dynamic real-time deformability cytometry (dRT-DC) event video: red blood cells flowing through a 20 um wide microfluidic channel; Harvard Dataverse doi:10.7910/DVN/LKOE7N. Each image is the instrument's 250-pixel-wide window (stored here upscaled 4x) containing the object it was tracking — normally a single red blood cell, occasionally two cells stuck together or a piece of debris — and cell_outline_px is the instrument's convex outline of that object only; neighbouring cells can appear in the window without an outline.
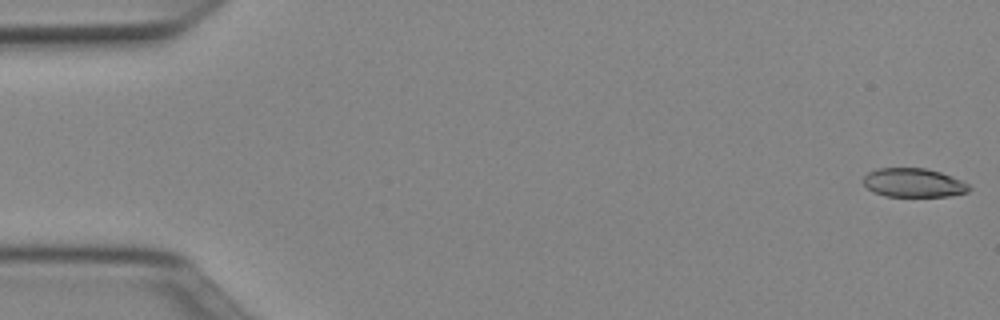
{"species": "Egyptian fruit bat (a non-hibernating species)", "species_latin": "Rousettus aegyptiacus", "temperature_condition": "cold", "stored_images_in_passage": 51, "camera_frame_rate_fps": 3000, "um_per_image_px": 0.085, "animal": {"sex": "female"}, "frame": {"image": 1, "passage_image": 1, "time_ms": 0.0, "image_size_px": [1000, 320], "cell_outline_px": [[972, 188], [968, 192], [948, 196], [884, 196], [868, 188], [864, 184], [864, 176], [868, 172], [876, 168], [924, 168], [940, 172], [952, 176], [968, 184]], "centroid_in_image_um": [77.66, 15.53], "position_along_channel_um": 7.3, "area_um2": 17.69}}
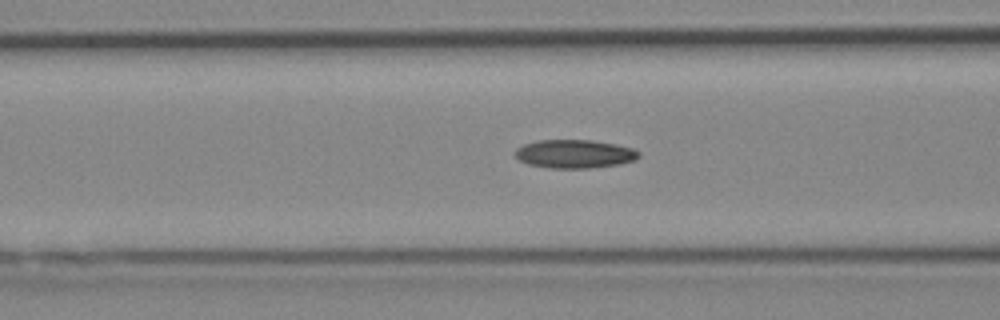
{"frame": {"image": 2, "passage_image": 20, "time_ms": 6.333, "image_size_px": [1000, 320], "cell_outline_px": [[640, 156], [636, 160], [620, 164], [588, 168], [548, 168], [528, 164], [520, 160], [516, 156], [516, 148], [524, 144], [536, 140], [592, 140], [616, 144], [632, 148], [640, 152]], "centroid_in_image_um": [48.86, 13.08], "position_along_channel_um": 117.7, "area_um2": 20.58}}
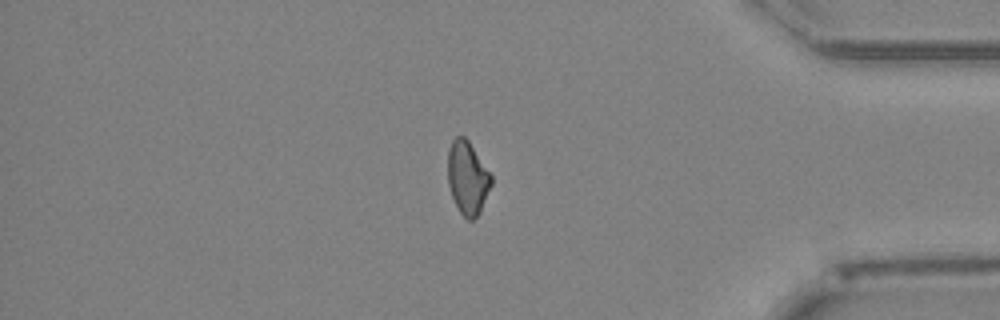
{"frame": {"image": 3, "passage_image": 43, "time_ms": 14.0, "image_size_px": [1000, 320], "cell_outline_px": [[492, 184], [480, 212], [472, 220], [468, 220], [460, 212], [452, 196], [448, 184], [448, 148], [452, 140], [456, 136], [464, 136], [468, 140], [492, 176]], "centroid_in_image_um": [39.73, 15.1], "position_along_channel_um": 395.5, "area_um2": 18.38}, "authors_computed_cell_mechanics": {"area_um2": 19.3052, "velocity_mm_per_s": 3.9976, "shape_relaxation_time_tau1_ms": 5.7675, "shape_relaxation_time_tau2_ms": 9.0872, "deformation_change_tau1": 0.1626, "deformation_change_tau2": 0.1803}}